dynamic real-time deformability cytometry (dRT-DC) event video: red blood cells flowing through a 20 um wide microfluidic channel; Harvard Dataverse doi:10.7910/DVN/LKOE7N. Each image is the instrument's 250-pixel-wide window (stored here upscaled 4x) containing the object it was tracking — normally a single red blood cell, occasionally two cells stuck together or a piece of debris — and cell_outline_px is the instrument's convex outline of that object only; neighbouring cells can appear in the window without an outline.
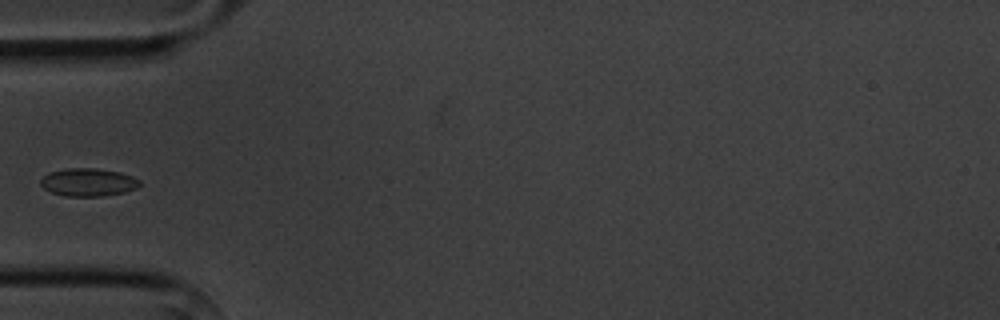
{"species": "common noctule bat (a hibernating species)", "species_latin": "Nyctalus noctula", "temperature_condition": "cold", "stored_images_in_passage": 5, "camera_frame_rate_fps": 3000, "um_per_image_px": 0.085, "animal": {"sex": "male", "body_mass_g": 20.1, "forearm_length_mm": 53.5}, "frame": {"image": 1, "passage_image": 5, "time_ms": 4.667, "image_size_px": [1000, 320], "cell_outline_px": [[140, 184], [136, 188], [124, 192], [100, 196], [64, 196], [52, 192], [44, 188], [40, 184], [40, 180], [48, 172], [68, 168], [96, 168], [120, 172], [132, 176], [140, 180]], "centroid_in_image_um": [7.48, 15.48], "position_along_channel_um": 77.5, "area_um2": 16.07}}